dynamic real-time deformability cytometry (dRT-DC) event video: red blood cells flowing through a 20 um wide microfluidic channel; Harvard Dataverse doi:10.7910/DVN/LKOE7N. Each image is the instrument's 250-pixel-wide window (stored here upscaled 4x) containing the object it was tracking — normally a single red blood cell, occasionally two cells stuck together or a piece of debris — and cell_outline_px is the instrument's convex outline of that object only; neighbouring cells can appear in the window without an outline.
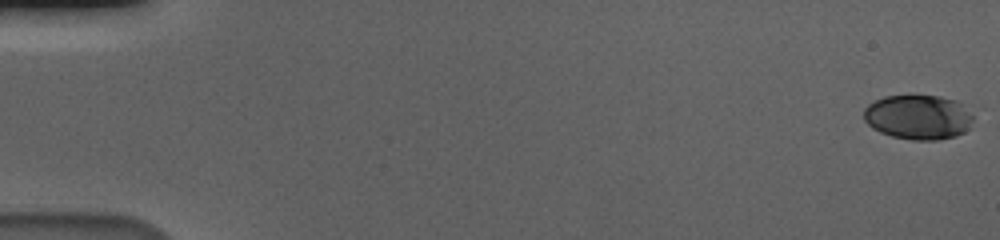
{"species": "human", "species_latin": "Homo sapiens", "temperature_condition": "cold", "stored_images_in_passage": 59, "camera_frame_rate_fps": 3000, "um_per_image_px": 0.085, "donor": {"sex": "male"}, "frame": {"image": 1, "passage_image": 1, "time_ms": 0.0, "image_size_px": [1000, 240], "cell_outline_px": [[972, 120], [968, 128], [964, 132], [956, 136], [940, 140], [912, 140], [892, 136], [880, 132], [872, 128], [864, 120], [864, 108], [868, 104], [884, 96], [940, 96], [956, 100], [964, 104], [972, 116]], "centroid_in_image_um": [78.05, 9.96], "position_along_channel_um": 7.0, "area_um2": 28.55}}
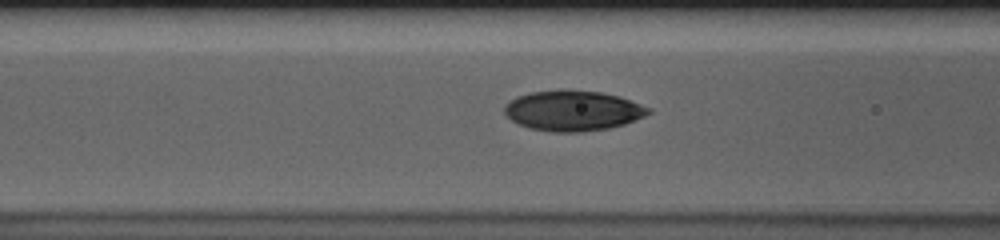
{"frame": {"image": 2, "passage_image": 25, "time_ms": 8.0, "image_size_px": [1000, 240], "cell_outline_px": [[652, 112], [644, 116], [624, 124], [608, 128], [580, 132], [552, 132], [528, 128], [512, 120], [504, 112], [504, 108], [516, 96], [528, 92], [600, 92], [620, 96], [652, 108]], "centroid_in_image_um": [48.73, 9.44], "position_along_channel_um": 117.9, "area_um2": 33.06}}
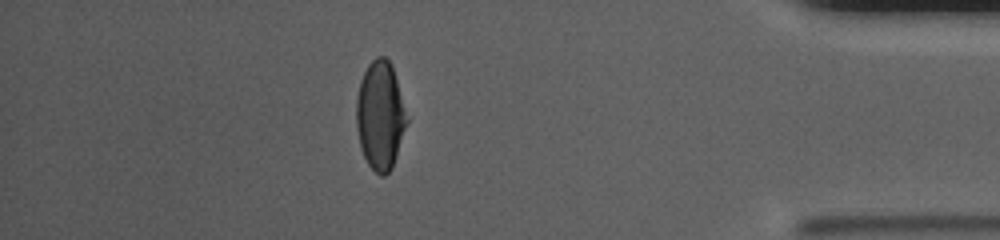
{"frame": {"image": 3, "passage_image": 52, "time_ms": 17.0, "image_size_px": [1000, 240], "cell_outline_px": [[408, 120], [392, 168], [384, 176], [380, 176], [368, 164], [360, 148], [356, 128], [356, 100], [360, 80], [368, 64], [376, 56], [384, 56], [392, 64]], "centroid_in_image_um": [32.3, 9.81], "position_along_channel_um": 402.9, "area_um2": 31.85}, "authors_computed_cell_mechanics": {"area_um2": 32.0212, "velocity_mm_per_s": 3.5977, "shape_relaxation_time_tau1_ms": 5.0468, "shape_relaxation_time_tau2_ms": 1.4181, "deformation_change_tau1": 0.1621, "deformation_change_tau2": 0.0519}}